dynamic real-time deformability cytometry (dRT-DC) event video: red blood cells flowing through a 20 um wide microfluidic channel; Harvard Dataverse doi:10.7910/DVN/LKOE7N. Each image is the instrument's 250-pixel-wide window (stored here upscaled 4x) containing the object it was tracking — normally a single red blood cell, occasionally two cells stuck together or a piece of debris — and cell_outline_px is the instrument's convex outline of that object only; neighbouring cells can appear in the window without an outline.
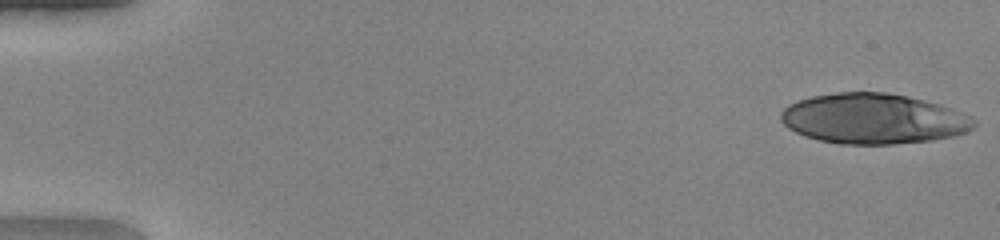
{"species": "human", "species_latin": "Homo sapiens", "temperature_condition": "warm", "stored_images_in_passage": 37, "camera_frame_rate_fps": 3000, "um_per_image_px": 0.085, "donor": {"sex": "female"}, "frame": {"image": 1, "passage_image": 1, "time_ms": 0.0, "image_size_px": [1000, 240], "cell_outline_px": [[976, 124], [972, 128], [964, 132], [952, 136], [932, 140], [892, 144], [840, 144], [820, 140], [804, 136], [788, 128], [780, 120], [780, 112], [788, 104], [796, 100], [812, 96], [836, 92], [888, 92], [908, 96], [940, 104], [952, 108], [972, 116], [976, 120]], "centroid_in_image_um": [74.22, 10.08], "position_along_channel_um": 10.8, "area_um2": 56.93}}
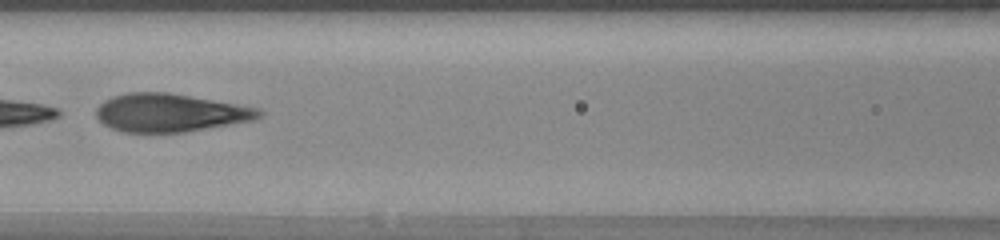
{"frame": {"image": 2, "passage_image": 23, "time_ms": 7.333, "image_size_px": [1000, 240], "cell_outline_px": [[264, 116], [256, 120], [184, 132], [124, 132], [112, 128], [104, 124], [96, 116], [96, 108], [104, 100], [112, 96], [128, 92], [168, 92], [260, 108], [264, 112]], "centroid_in_image_um": [14.49, 9.58], "position_along_channel_um": 152.1, "area_um2": 36.3}}
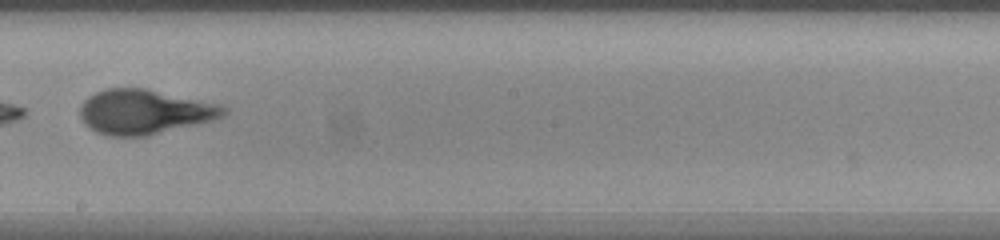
{"frame": {"image": 3, "passage_image": 29, "time_ms": 9.333, "image_size_px": [1000, 240], "cell_outline_px": [[228, 112], [224, 116], [212, 120], [148, 136], [108, 136], [96, 132], [88, 128], [84, 124], [80, 116], [80, 104], [88, 96], [104, 88], [148, 88], [220, 104], [228, 108]], "centroid_in_image_um": [12.26, 9.5], "position_along_channel_um": 235.9, "area_um2": 37.8}}